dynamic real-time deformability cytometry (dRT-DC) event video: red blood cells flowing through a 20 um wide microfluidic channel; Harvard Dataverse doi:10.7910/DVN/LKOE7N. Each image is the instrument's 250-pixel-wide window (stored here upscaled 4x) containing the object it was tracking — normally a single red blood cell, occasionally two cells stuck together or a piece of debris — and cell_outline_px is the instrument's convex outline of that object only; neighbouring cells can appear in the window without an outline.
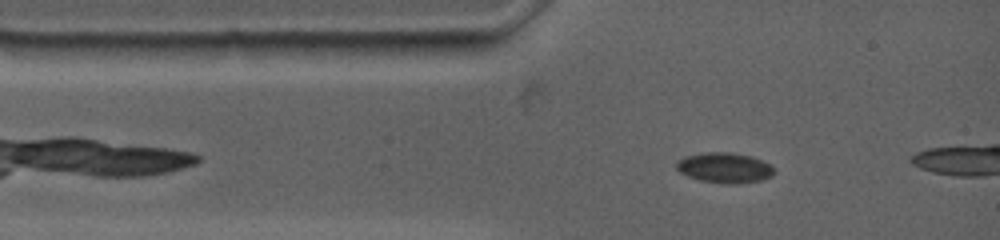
{"species": "common noctule bat (a hibernating species)", "species_latin": "Nyctalus noctula", "temperature_condition": "warm", "stored_images_in_passage": 70, "camera_frame_rate_fps": 4500, "um_per_image_px": 0.085, "animal": {"sex": "female", "body_mass_g": 19.0, "forearm_length_mm": 53.3}, "frame": {"image": 1, "passage_image": 9, "time_ms": 1.333, "image_size_px": [1000, 240], "cell_outline_px": [[772, 176], [760, 180], [736, 184], [724, 184], [700, 180], [688, 176], [680, 172], [676, 168], [676, 160], [684, 156], [704, 152], [732, 152], [752, 156], [768, 164], [772, 168]], "centroid_in_image_um": [61.53, 14.25], "position_along_channel_um": 23.5, "area_um2": 17.22}}
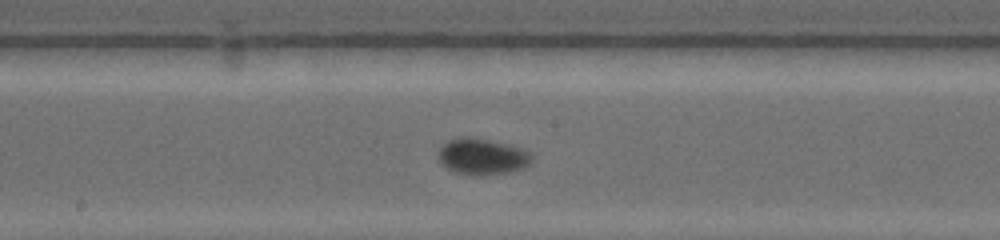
{"frame": {"image": 2, "passage_image": 42, "time_ms": 6.667, "image_size_px": [1000, 240], "cell_outline_px": [[532, 160], [524, 168], [508, 172], [484, 176], [472, 176], [456, 172], [440, 164], [436, 156], [436, 152], [448, 140], [464, 136], [472, 136], [520, 148], [528, 152], [532, 156]], "centroid_in_image_um": [40.92, 13.32], "position_along_channel_um": 207.3, "area_um2": 19.88}}
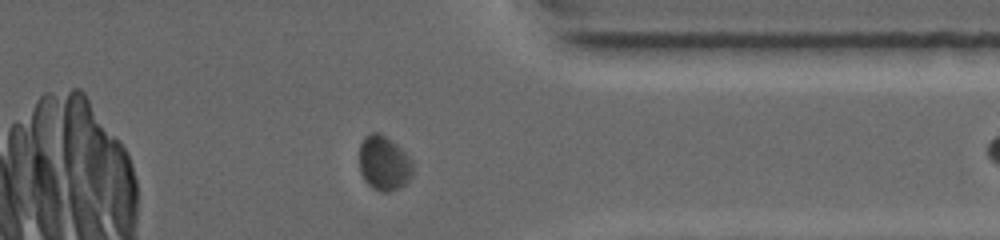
{"frame": {"image": 3, "passage_image": 69, "time_ms": 11.556, "image_size_px": [1000, 240], "cell_outline_px": [[412, 176], [400, 188], [388, 192], [380, 192], [372, 188], [364, 180], [360, 172], [360, 144], [364, 136], [372, 132], [380, 132], [396, 144], [412, 160]], "centroid_in_image_um": [32.62, 13.87], "position_along_channel_um": 378.8, "area_um2": 17.11}}